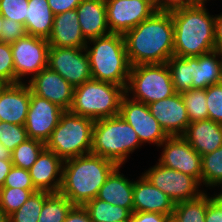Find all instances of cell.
I'll list each match as a JSON object with an SVG mask.
<instances>
[{
	"label": "cell",
	"mask_w": 222,
	"mask_h": 222,
	"mask_svg": "<svg viewBox=\"0 0 222 222\" xmlns=\"http://www.w3.org/2000/svg\"><path fill=\"white\" fill-rule=\"evenodd\" d=\"M91 43L93 47L88 46ZM85 50L89 57L92 79L110 82L126 89L131 65L123 34L110 33L88 40Z\"/></svg>",
	"instance_id": "4"
},
{
	"label": "cell",
	"mask_w": 222,
	"mask_h": 222,
	"mask_svg": "<svg viewBox=\"0 0 222 222\" xmlns=\"http://www.w3.org/2000/svg\"><path fill=\"white\" fill-rule=\"evenodd\" d=\"M131 66L164 64L174 53V24L170 11H156L123 34Z\"/></svg>",
	"instance_id": "1"
},
{
	"label": "cell",
	"mask_w": 222,
	"mask_h": 222,
	"mask_svg": "<svg viewBox=\"0 0 222 222\" xmlns=\"http://www.w3.org/2000/svg\"><path fill=\"white\" fill-rule=\"evenodd\" d=\"M31 89L26 82L3 84L0 87V121L25 125Z\"/></svg>",
	"instance_id": "18"
},
{
	"label": "cell",
	"mask_w": 222,
	"mask_h": 222,
	"mask_svg": "<svg viewBox=\"0 0 222 222\" xmlns=\"http://www.w3.org/2000/svg\"><path fill=\"white\" fill-rule=\"evenodd\" d=\"M25 31L32 35L48 39L54 22V14L49 7L48 0H29Z\"/></svg>",
	"instance_id": "26"
},
{
	"label": "cell",
	"mask_w": 222,
	"mask_h": 222,
	"mask_svg": "<svg viewBox=\"0 0 222 222\" xmlns=\"http://www.w3.org/2000/svg\"><path fill=\"white\" fill-rule=\"evenodd\" d=\"M26 139H28V136L25 125L0 121V141L10 152Z\"/></svg>",
	"instance_id": "36"
},
{
	"label": "cell",
	"mask_w": 222,
	"mask_h": 222,
	"mask_svg": "<svg viewBox=\"0 0 222 222\" xmlns=\"http://www.w3.org/2000/svg\"><path fill=\"white\" fill-rule=\"evenodd\" d=\"M205 222H222V210L213 201L207 205Z\"/></svg>",
	"instance_id": "46"
},
{
	"label": "cell",
	"mask_w": 222,
	"mask_h": 222,
	"mask_svg": "<svg viewBox=\"0 0 222 222\" xmlns=\"http://www.w3.org/2000/svg\"><path fill=\"white\" fill-rule=\"evenodd\" d=\"M94 123L89 117L65 110L45 142V148L53 151L63 161L89 154L92 149Z\"/></svg>",
	"instance_id": "7"
},
{
	"label": "cell",
	"mask_w": 222,
	"mask_h": 222,
	"mask_svg": "<svg viewBox=\"0 0 222 222\" xmlns=\"http://www.w3.org/2000/svg\"><path fill=\"white\" fill-rule=\"evenodd\" d=\"M171 217L156 212H132L127 222H169Z\"/></svg>",
	"instance_id": "42"
},
{
	"label": "cell",
	"mask_w": 222,
	"mask_h": 222,
	"mask_svg": "<svg viewBox=\"0 0 222 222\" xmlns=\"http://www.w3.org/2000/svg\"><path fill=\"white\" fill-rule=\"evenodd\" d=\"M105 4L110 33L124 34L157 11L153 0H105Z\"/></svg>",
	"instance_id": "13"
},
{
	"label": "cell",
	"mask_w": 222,
	"mask_h": 222,
	"mask_svg": "<svg viewBox=\"0 0 222 222\" xmlns=\"http://www.w3.org/2000/svg\"><path fill=\"white\" fill-rule=\"evenodd\" d=\"M154 6L158 11H172L194 4V0H153Z\"/></svg>",
	"instance_id": "43"
},
{
	"label": "cell",
	"mask_w": 222,
	"mask_h": 222,
	"mask_svg": "<svg viewBox=\"0 0 222 222\" xmlns=\"http://www.w3.org/2000/svg\"><path fill=\"white\" fill-rule=\"evenodd\" d=\"M44 148V142L31 138L26 139L11 152L13 166L29 170Z\"/></svg>",
	"instance_id": "31"
},
{
	"label": "cell",
	"mask_w": 222,
	"mask_h": 222,
	"mask_svg": "<svg viewBox=\"0 0 222 222\" xmlns=\"http://www.w3.org/2000/svg\"><path fill=\"white\" fill-rule=\"evenodd\" d=\"M183 138L201 156L222 146V124L211 119L189 123Z\"/></svg>",
	"instance_id": "23"
},
{
	"label": "cell",
	"mask_w": 222,
	"mask_h": 222,
	"mask_svg": "<svg viewBox=\"0 0 222 222\" xmlns=\"http://www.w3.org/2000/svg\"><path fill=\"white\" fill-rule=\"evenodd\" d=\"M159 147H163L159 163L163 166L188 174L201 183V155L183 136L168 137Z\"/></svg>",
	"instance_id": "14"
},
{
	"label": "cell",
	"mask_w": 222,
	"mask_h": 222,
	"mask_svg": "<svg viewBox=\"0 0 222 222\" xmlns=\"http://www.w3.org/2000/svg\"><path fill=\"white\" fill-rule=\"evenodd\" d=\"M207 0H194L195 5H203L205 6Z\"/></svg>",
	"instance_id": "53"
},
{
	"label": "cell",
	"mask_w": 222,
	"mask_h": 222,
	"mask_svg": "<svg viewBox=\"0 0 222 222\" xmlns=\"http://www.w3.org/2000/svg\"><path fill=\"white\" fill-rule=\"evenodd\" d=\"M125 93H132L131 99L147 105L174 95L176 92L167 64L131 66Z\"/></svg>",
	"instance_id": "8"
},
{
	"label": "cell",
	"mask_w": 222,
	"mask_h": 222,
	"mask_svg": "<svg viewBox=\"0 0 222 222\" xmlns=\"http://www.w3.org/2000/svg\"><path fill=\"white\" fill-rule=\"evenodd\" d=\"M211 201L206 192L196 199L176 203L171 219L173 222H205L207 205Z\"/></svg>",
	"instance_id": "27"
},
{
	"label": "cell",
	"mask_w": 222,
	"mask_h": 222,
	"mask_svg": "<svg viewBox=\"0 0 222 222\" xmlns=\"http://www.w3.org/2000/svg\"><path fill=\"white\" fill-rule=\"evenodd\" d=\"M193 77L192 89L196 90L221 83L222 54L213 50L197 57L193 56Z\"/></svg>",
	"instance_id": "25"
},
{
	"label": "cell",
	"mask_w": 222,
	"mask_h": 222,
	"mask_svg": "<svg viewBox=\"0 0 222 222\" xmlns=\"http://www.w3.org/2000/svg\"><path fill=\"white\" fill-rule=\"evenodd\" d=\"M174 24L176 57H197L215 50V16L203 5H190L170 11Z\"/></svg>",
	"instance_id": "3"
},
{
	"label": "cell",
	"mask_w": 222,
	"mask_h": 222,
	"mask_svg": "<svg viewBox=\"0 0 222 222\" xmlns=\"http://www.w3.org/2000/svg\"><path fill=\"white\" fill-rule=\"evenodd\" d=\"M118 165L89 153L64 161L59 193L73 205L83 206L98 196L101 186Z\"/></svg>",
	"instance_id": "2"
},
{
	"label": "cell",
	"mask_w": 222,
	"mask_h": 222,
	"mask_svg": "<svg viewBox=\"0 0 222 222\" xmlns=\"http://www.w3.org/2000/svg\"><path fill=\"white\" fill-rule=\"evenodd\" d=\"M119 115L134 128L141 143L160 146L169 137L151 115L148 105L129 98L127 94L122 97Z\"/></svg>",
	"instance_id": "12"
},
{
	"label": "cell",
	"mask_w": 222,
	"mask_h": 222,
	"mask_svg": "<svg viewBox=\"0 0 222 222\" xmlns=\"http://www.w3.org/2000/svg\"><path fill=\"white\" fill-rule=\"evenodd\" d=\"M64 110L57 104L31 92L25 129L28 138L46 142L58 125Z\"/></svg>",
	"instance_id": "15"
},
{
	"label": "cell",
	"mask_w": 222,
	"mask_h": 222,
	"mask_svg": "<svg viewBox=\"0 0 222 222\" xmlns=\"http://www.w3.org/2000/svg\"><path fill=\"white\" fill-rule=\"evenodd\" d=\"M47 67L61 75L73 87L92 79L89 57L85 48L50 46Z\"/></svg>",
	"instance_id": "11"
},
{
	"label": "cell",
	"mask_w": 222,
	"mask_h": 222,
	"mask_svg": "<svg viewBox=\"0 0 222 222\" xmlns=\"http://www.w3.org/2000/svg\"><path fill=\"white\" fill-rule=\"evenodd\" d=\"M50 45L47 39L25 35L11 43L14 61L15 83H21L22 77L37 75L48 66Z\"/></svg>",
	"instance_id": "10"
},
{
	"label": "cell",
	"mask_w": 222,
	"mask_h": 222,
	"mask_svg": "<svg viewBox=\"0 0 222 222\" xmlns=\"http://www.w3.org/2000/svg\"><path fill=\"white\" fill-rule=\"evenodd\" d=\"M76 11L87 41L110 34L105 0H82Z\"/></svg>",
	"instance_id": "22"
},
{
	"label": "cell",
	"mask_w": 222,
	"mask_h": 222,
	"mask_svg": "<svg viewBox=\"0 0 222 222\" xmlns=\"http://www.w3.org/2000/svg\"><path fill=\"white\" fill-rule=\"evenodd\" d=\"M27 84L34 95L57 104L64 111L70 110L74 87L57 72L47 67L31 78Z\"/></svg>",
	"instance_id": "16"
},
{
	"label": "cell",
	"mask_w": 222,
	"mask_h": 222,
	"mask_svg": "<svg viewBox=\"0 0 222 222\" xmlns=\"http://www.w3.org/2000/svg\"><path fill=\"white\" fill-rule=\"evenodd\" d=\"M208 119L222 124V82L206 88Z\"/></svg>",
	"instance_id": "38"
},
{
	"label": "cell",
	"mask_w": 222,
	"mask_h": 222,
	"mask_svg": "<svg viewBox=\"0 0 222 222\" xmlns=\"http://www.w3.org/2000/svg\"><path fill=\"white\" fill-rule=\"evenodd\" d=\"M73 206L61 193H51L44 201L38 222H63Z\"/></svg>",
	"instance_id": "30"
},
{
	"label": "cell",
	"mask_w": 222,
	"mask_h": 222,
	"mask_svg": "<svg viewBox=\"0 0 222 222\" xmlns=\"http://www.w3.org/2000/svg\"><path fill=\"white\" fill-rule=\"evenodd\" d=\"M12 167L13 163L11 160H0V188L3 187L6 176Z\"/></svg>",
	"instance_id": "48"
},
{
	"label": "cell",
	"mask_w": 222,
	"mask_h": 222,
	"mask_svg": "<svg viewBox=\"0 0 222 222\" xmlns=\"http://www.w3.org/2000/svg\"><path fill=\"white\" fill-rule=\"evenodd\" d=\"M3 16L0 13V42H1V37H2V26H3Z\"/></svg>",
	"instance_id": "52"
},
{
	"label": "cell",
	"mask_w": 222,
	"mask_h": 222,
	"mask_svg": "<svg viewBox=\"0 0 222 222\" xmlns=\"http://www.w3.org/2000/svg\"><path fill=\"white\" fill-rule=\"evenodd\" d=\"M26 35L23 24L4 18L1 42L12 43Z\"/></svg>",
	"instance_id": "41"
},
{
	"label": "cell",
	"mask_w": 222,
	"mask_h": 222,
	"mask_svg": "<svg viewBox=\"0 0 222 222\" xmlns=\"http://www.w3.org/2000/svg\"><path fill=\"white\" fill-rule=\"evenodd\" d=\"M222 178V146L201 156V183L213 187Z\"/></svg>",
	"instance_id": "33"
},
{
	"label": "cell",
	"mask_w": 222,
	"mask_h": 222,
	"mask_svg": "<svg viewBox=\"0 0 222 222\" xmlns=\"http://www.w3.org/2000/svg\"><path fill=\"white\" fill-rule=\"evenodd\" d=\"M214 195L211 197V200L222 210V194Z\"/></svg>",
	"instance_id": "50"
},
{
	"label": "cell",
	"mask_w": 222,
	"mask_h": 222,
	"mask_svg": "<svg viewBox=\"0 0 222 222\" xmlns=\"http://www.w3.org/2000/svg\"><path fill=\"white\" fill-rule=\"evenodd\" d=\"M0 222H9V216L0 208Z\"/></svg>",
	"instance_id": "51"
},
{
	"label": "cell",
	"mask_w": 222,
	"mask_h": 222,
	"mask_svg": "<svg viewBox=\"0 0 222 222\" xmlns=\"http://www.w3.org/2000/svg\"><path fill=\"white\" fill-rule=\"evenodd\" d=\"M63 163L64 161L53 151L44 148L29 169L34 187L38 191L59 193Z\"/></svg>",
	"instance_id": "19"
},
{
	"label": "cell",
	"mask_w": 222,
	"mask_h": 222,
	"mask_svg": "<svg viewBox=\"0 0 222 222\" xmlns=\"http://www.w3.org/2000/svg\"><path fill=\"white\" fill-rule=\"evenodd\" d=\"M174 90L176 93H184L192 89L193 84V57L172 56L166 62Z\"/></svg>",
	"instance_id": "28"
},
{
	"label": "cell",
	"mask_w": 222,
	"mask_h": 222,
	"mask_svg": "<svg viewBox=\"0 0 222 222\" xmlns=\"http://www.w3.org/2000/svg\"><path fill=\"white\" fill-rule=\"evenodd\" d=\"M175 203L144 175L133 186V212H156L173 215Z\"/></svg>",
	"instance_id": "20"
},
{
	"label": "cell",
	"mask_w": 222,
	"mask_h": 222,
	"mask_svg": "<svg viewBox=\"0 0 222 222\" xmlns=\"http://www.w3.org/2000/svg\"><path fill=\"white\" fill-rule=\"evenodd\" d=\"M63 222H92L83 206L74 205Z\"/></svg>",
	"instance_id": "45"
},
{
	"label": "cell",
	"mask_w": 222,
	"mask_h": 222,
	"mask_svg": "<svg viewBox=\"0 0 222 222\" xmlns=\"http://www.w3.org/2000/svg\"><path fill=\"white\" fill-rule=\"evenodd\" d=\"M215 50L222 54V14L215 15Z\"/></svg>",
	"instance_id": "47"
},
{
	"label": "cell",
	"mask_w": 222,
	"mask_h": 222,
	"mask_svg": "<svg viewBox=\"0 0 222 222\" xmlns=\"http://www.w3.org/2000/svg\"><path fill=\"white\" fill-rule=\"evenodd\" d=\"M0 81L3 84L15 83L13 54L10 43L0 42Z\"/></svg>",
	"instance_id": "39"
},
{
	"label": "cell",
	"mask_w": 222,
	"mask_h": 222,
	"mask_svg": "<svg viewBox=\"0 0 222 222\" xmlns=\"http://www.w3.org/2000/svg\"><path fill=\"white\" fill-rule=\"evenodd\" d=\"M3 187L36 189L32 183L29 170L13 166L6 176Z\"/></svg>",
	"instance_id": "40"
},
{
	"label": "cell",
	"mask_w": 222,
	"mask_h": 222,
	"mask_svg": "<svg viewBox=\"0 0 222 222\" xmlns=\"http://www.w3.org/2000/svg\"><path fill=\"white\" fill-rule=\"evenodd\" d=\"M141 145L134 128L120 115L95 120L90 153L121 166Z\"/></svg>",
	"instance_id": "5"
},
{
	"label": "cell",
	"mask_w": 222,
	"mask_h": 222,
	"mask_svg": "<svg viewBox=\"0 0 222 222\" xmlns=\"http://www.w3.org/2000/svg\"><path fill=\"white\" fill-rule=\"evenodd\" d=\"M220 185L222 186V178L219 179V181H218L213 187H215V186H216V187H217V186L219 187ZM221 188H222V187H221ZM219 194H222V192H220Z\"/></svg>",
	"instance_id": "54"
},
{
	"label": "cell",
	"mask_w": 222,
	"mask_h": 222,
	"mask_svg": "<svg viewBox=\"0 0 222 222\" xmlns=\"http://www.w3.org/2000/svg\"><path fill=\"white\" fill-rule=\"evenodd\" d=\"M29 0H0V13L3 18L16 21L25 26Z\"/></svg>",
	"instance_id": "37"
},
{
	"label": "cell",
	"mask_w": 222,
	"mask_h": 222,
	"mask_svg": "<svg viewBox=\"0 0 222 222\" xmlns=\"http://www.w3.org/2000/svg\"><path fill=\"white\" fill-rule=\"evenodd\" d=\"M37 189L0 188V208L9 216L18 210Z\"/></svg>",
	"instance_id": "35"
},
{
	"label": "cell",
	"mask_w": 222,
	"mask_h": 222,
	"mask_svg": "<svg viewBox=\"0 0 222 222\" xmlns=\"http://www.w3.org/2000/svg\"><path fill=\"white\" fill-rule=\"evenodd\" d=\"M143 175L175 204L196 199L205 193V191L199 190V186L202 184L196 178L167 168L159 162Z\"/></svg>",
	"instance_id": "9"
},
{
	"label": "cell",
	"mask_w": 222,
	"mask_h": 222,
	"mask_svg": "<svg viewBox=\"0 0 222 222\" xmlns=\"http://www.w3.org/2000/svg\"><path fill=\"white\" fill-rule=\"evenodd\" d=\"M0 160H11V152L0 141Z\"/></svg>",
	"instance_id": "49"
},
{
	"label": "cell",
	"mask_w": 222,
	"mask_h": 222,
	"mask_svg": "<svg viewBox=\"0 0 222 222\" xmlns=\"http://www.w3.org/2000/svg\"><path fill=\"white\" fill-rule=\"evenodd\" d=\"M121 166H117L101 186L97 198L114 206L127 208L133 212V186L134 181H129L119 173Z\"/></svg>",
	"instance_id": "24"
},
{
	"label": "cell",
	"mask_w": 222,
	"mask_h": 222,
	"mask_svg": "<svg viewBox=\"0 0 222 222\" xmlns=\"http://www.w3.org/2000/svg\"><path fill=\"white\" fill-rule=\"evenodd\" d=\"M50 46L85 48L84 38L76 9L54 15L52 31L47 39Z\"/></svg>",
	"instance_id": "21"
},
{
	"label": "cell",
	"mask_w": 222,
	"mask_h": 222,
	"mask_svg": "<svg viewBox=\"0 0 222 222\" xmlns=\"http://www.w3.org/2000/svg\"><path fill=\"white\" fill-rule=\"evenodd\" d=\"M190 123L208 119L206 89H191L181 93Z\"/></svg>",
	"instance_id": "34"
},
{
	"label": "cell",
	"mask_w": 222,
	"mask_h": 222,
	"mask_svg": "<svg viewBox=\"0 0 222 222\" xmlns=\"http://www.w3.org/2000/svg\"><path fill=\"white\" fill-rule=\"evenodd\" d=\"M47 191H36L15 212L9 215V222H38L45 199L50 195Z\"/></svg>",
	"instance_id": "32"
},
{
	"label": "cell",
	"mask_w": 222,
	"mask_h": 222,
	"mask_svg": "<svg viewBox=\"0 0 222 222\" xmlns=\"http://www.w3.org/2000/svg\"><path fill=\"white\" fill-rule=\"evenodd\" d=\"M92 222L128 221L131 212L124 207L114 206L97 197L83 205Z\"/></svg>",
	"instance_id": "29"
},
{
	"label": "cell",
	"mask_w": 222,
	"mask_h": 222,
	"mask_svg": "<svg viewBox=\"0 0 222 222\" xmlns=\"http://www.w3.org/2000/svg\"><path fill=\"white\" fill-rule=\"evenodd\" d=\"M125 94L123 86L91 79L74 87L70 111L94 121L114 117L120 113L121 100Z\"/></svg>",
	"instance_id": "6"
},
{
	"label": "cell",
	"mask_w": 222,
	"mask_h": 222,
	"mask_svg": "<svg viewBox=\"0 0 222 222\" xmlns=\"http://www.w3.org/2000/svg\"><path fill=\"white\" fill-rule=\"evenodd\" d=\"M148 107L169 137L184 135L190 120L181 94L175 93L148 104Z\"/></svg>",
	"instance_id": "17"
},
{
	"label": "cell",
	"mask_w": 222,
	"mask_h": 222,
	"mask_svg": "<svg viewBox=\"0 0 222 222\" xmlns=\"http://www.w3.org/2000/svg\"><path fill=\"white\" fill-rule=\"evenodd\" d=\"M81 2L82 0H48L54 15L76 9Z\"/></svg>",
	"instance_id": "44"
}]
</instances>
